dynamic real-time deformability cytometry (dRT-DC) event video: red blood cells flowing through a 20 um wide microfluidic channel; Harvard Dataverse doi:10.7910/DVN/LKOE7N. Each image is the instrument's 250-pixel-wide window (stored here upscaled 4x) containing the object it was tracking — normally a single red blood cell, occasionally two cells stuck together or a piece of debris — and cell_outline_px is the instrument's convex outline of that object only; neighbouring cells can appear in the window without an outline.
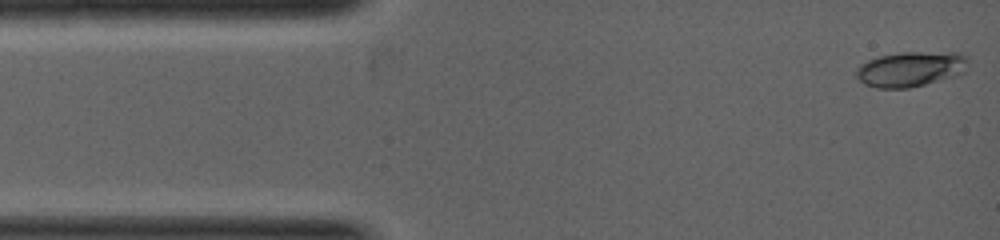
{"species": "common noctule bat (a hibernating species)", "species_latin": "Nyctalus noctula", "temperature_condition": "warm", "stored_images_in_passage": 43, "camera_frame_rate_fps": 5000, "um_per_image_px": 0.085, "animal": {"sex": "female", "body_mass_g": 19.0, "forearm_length_mm": 53.3}, "frame": {"image": 1, "passage_image": 1, "time_ms": 0.0, "image_size_px": [1000, 240], "cell_outline_px": [[968, 60], [964, 72], [956, 76], [908, 88], [876, 88], [864, 84], [856, 76], [856, 68], [860, 64], [868, 60], [880, 56], [904, 52], [960, 52], [968, 56]], "centroid_in_image_um": [77.42, 5.86], "position_along_channel_um": 7.6, "area_um2": 23.0}}
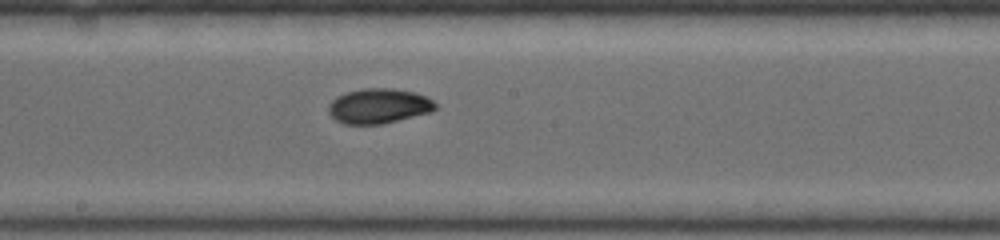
{"frame": {"image": 2, "passage_image": 23, "time_ms": 3.6, "image_size_px": [1000, 240], "cell_outline_px": [[436, 108], [432, 112], [380, 124], [344, 124], [336, 120], [328, 112], [328, 104], [336, 96], [348, 92], [364, 88], [392, 88], [416, 92], [428, 96], [436, 104]], "centroid_in_image_um": [32.2, 9.0], "position_along_channel_um": 216.0, "area_um2": 21.85}}
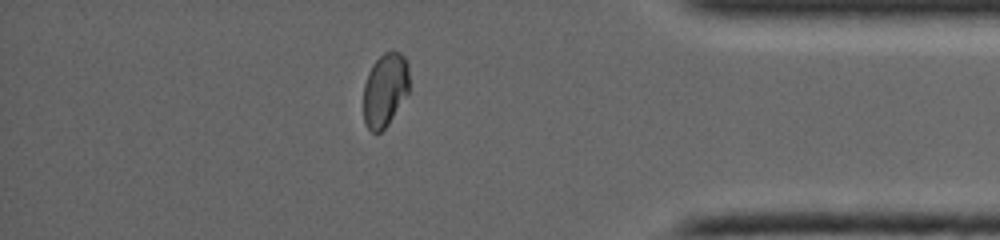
{"frame": {"image": 3, "passage_image": 38, "time_ms": 6.2, "image_size_px": [1000, 240], "cell_outline_px": [[408, 96], [388, 124], [380, 132], [372, 132], [364, 124], [364, 84], [368, 72], [372, 64], [384, 52], [392, 48], [400, 52], [404, 56], [408, 64]], "centroid_in_image_um": [32.74, 7.61], "position_along_channel_um": 402.5, "area_um2": 20.0}}